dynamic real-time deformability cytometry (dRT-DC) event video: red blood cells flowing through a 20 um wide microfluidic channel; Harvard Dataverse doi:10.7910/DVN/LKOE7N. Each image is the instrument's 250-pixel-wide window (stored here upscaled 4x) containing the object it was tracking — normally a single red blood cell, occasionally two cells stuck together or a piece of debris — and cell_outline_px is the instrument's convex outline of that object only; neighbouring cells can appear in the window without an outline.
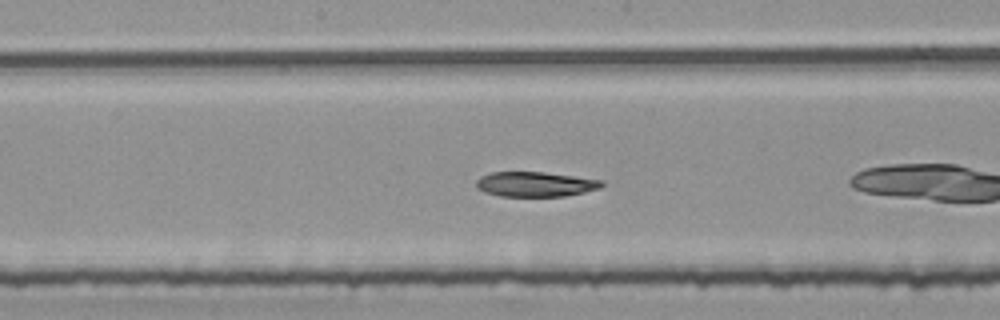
{"species": "common noctule bat (a hibernating species)", "species_latin": "Nyctalus noctula", "temperature_condition": "room temperature", "stored_images_in_passage": 44, "camera_frame_rate_fps": 3000, "um_per_image_px": 0.085, "animal": {"sex": "female", "body_mass_g": 25.1}, "frame": {"image": 1, "passage_image": 19, "time_ms": 6.0, "image_size_px": [1000, 320], "cell_outline_px": [[604, 184], [600, 188], [584, 192], [564, 196], [500, 196], [484, 192], [476, 188], [476, 180], [480, 176], [492, 172], [544, 172], [604, 180]], "centroid_in_image_um": [45.49, 15.65], "position_along_channel_um": 202.7, "area_um2": 18.26}}
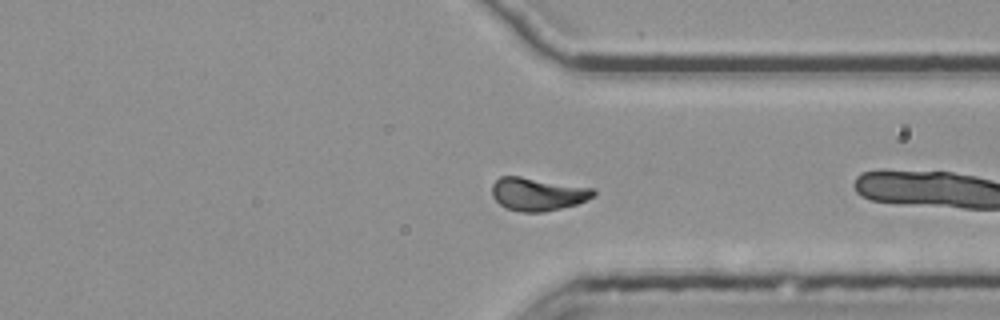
{"frame": {"image": 2, "passage_image": 32, "time_ms": 10.333, "image_size_px": [1000, 320], "cell_outline_px": [[596, 196], [576, 204], [544, 212], [520, 212], [508, 208], [500, 204], [492, 196], [492, 184], [500, 176], [520, 176], [592, 188], [596, 192]], "centroid_in_image_um": [45.69, 16.49], "position_along_channel_um": 365.7, "area_um2": 19.42}, "authors_computed_cell_mechanics": {"area_um2": 19.3052, "velocity_mm_per_s": 3.7745, "shape_relaxation_time_tau1_ms": 7.2949, "shape_relaxation_time_tau2_ms": null, "deformation_change_tau1": 0.1921, "deformation_change_tau2": null}}